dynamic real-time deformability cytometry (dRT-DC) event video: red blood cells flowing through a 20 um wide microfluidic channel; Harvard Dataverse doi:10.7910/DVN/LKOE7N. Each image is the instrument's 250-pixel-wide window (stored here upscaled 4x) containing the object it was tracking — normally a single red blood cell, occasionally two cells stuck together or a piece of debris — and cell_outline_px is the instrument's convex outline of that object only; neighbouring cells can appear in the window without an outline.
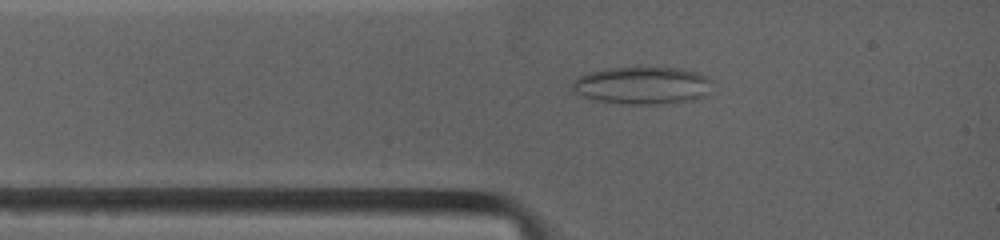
{"species": "common noctule bat (a hibernating species)", "species_latin": "Nyctalus noctula", "temperature_condition": "warm", "stored_images_in_passage": 30, "camera_frame_rate_fps": 4500, "um_per_image_px": 0.085, "animal": {"sex": "female", "body_mass_g": 19.0, "forearm_length_mm": 53.3}, "frame": {"image": 1, "passage_image": 3, "time_ms": 0.889, "image_size_px": [1000, 240], "cell_outline_px": [[712, 80], [708, 92], [704, 96], [696, 100], [660, 104], [628, 104], [592, 100], [580, 96], [572, 92], [572, 80], [576, 76], [588, 72], [608, 68], [680, 68], [696, 72], [708, 76]], "centroid_in_image_um": [54.55, 7.27], "position_along_channel_um": 30.4, "area_um2": 30.98}}
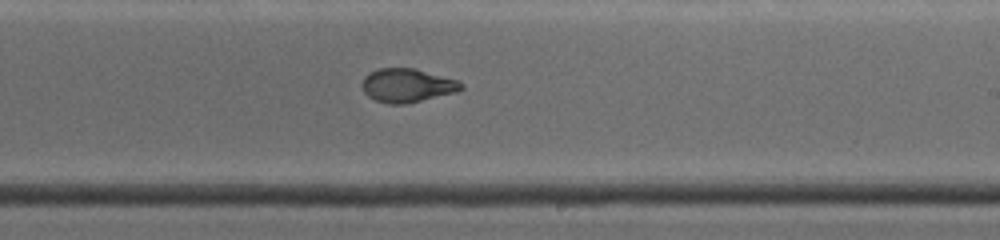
{"frame": {"image": 2, "passage_image": 18, "time_ms": 6.667, "image_size_px": [1000, 240], "cell_outline_px": [[464, 88], [456, 92], [404, 104], [388, 104], [376, 100], [368, 96], [364, 92], [360, 84], [364, 76], [368, 72], [380, 68], [416, 68], [456, 80], [464, 84]], "centroid_in_image_um": [34.57, 7.25], "position_along_channel_um": 254.4, "area_um2": 19.48}}
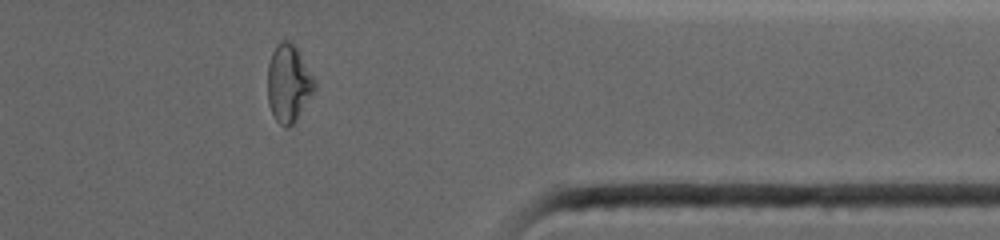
{"frame": {"image": 3, "passage_image": 28, "time_ms": 10.444, "image_size_px": [1000, 240], "cell_outline_px": [[316, 88], [296, 120], [288, 128], [284, 128], [276, 120], [268, 104], [268, 64], [272, 52], [276, 44], [280, 40], [288, 40], [296, 48], [316, 80]], "centroid_in_image_um": [24.52, 7.09], "position_along_channel_um": 386.9, "area_um2": 21.15}, "authors_computed_cell_mechanics": {"area_um2": 20.1722, "velocity_mm_per_s": 3.9382, "shape_relaxation_time_tau1_ms": null, "shape_relaxation_time_tau2_ms": 0.8764, "deformation_change_tau1": null, "deformation_change_tau2": 0.0601}}